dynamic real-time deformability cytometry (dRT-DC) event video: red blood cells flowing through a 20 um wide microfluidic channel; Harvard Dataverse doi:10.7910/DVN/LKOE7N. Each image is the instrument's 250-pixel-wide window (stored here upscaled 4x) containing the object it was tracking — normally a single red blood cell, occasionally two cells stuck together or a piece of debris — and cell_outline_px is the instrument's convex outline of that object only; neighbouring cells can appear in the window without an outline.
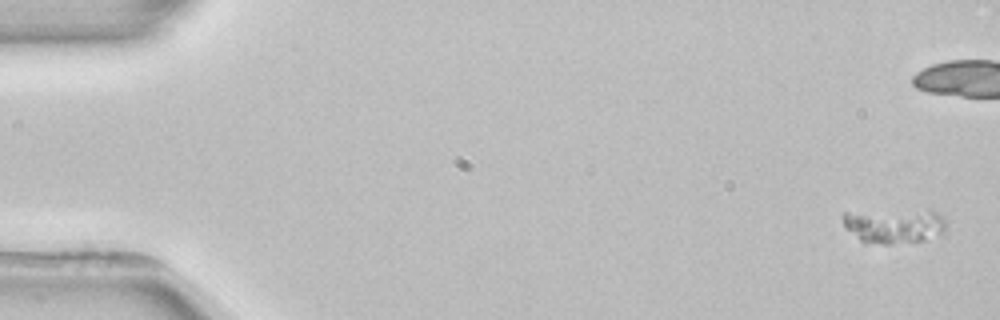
{"species": "common noctule bat (a hibernating species)", "species_latin": "Nyctalus noctula", "temperature_condition": "room temperature", "stored_images_in_passage": 7, "camera_frame_rate_fps": 3000, "um_per_image_px": 0.085, "animal": {"sex": "female", "body_mass_g": 22.7, "forearm_length_mm": 54.2}, "frame": {"image": 1, "passage_image": 1, "time_ms": 0.0, "image_size_px": [1000, 320], "cell_outline_px": [[948, 220], [944, 232], [940, 236], [924, 240], [888, 244], [864, 244], [844, 224], [840, 216], [844, 212], [928, 208], [932, 208]], "centroid_in_image_um": [76.08, 19.15], "position_along_channel_um": 8.9, "area_um2": 21.85}}